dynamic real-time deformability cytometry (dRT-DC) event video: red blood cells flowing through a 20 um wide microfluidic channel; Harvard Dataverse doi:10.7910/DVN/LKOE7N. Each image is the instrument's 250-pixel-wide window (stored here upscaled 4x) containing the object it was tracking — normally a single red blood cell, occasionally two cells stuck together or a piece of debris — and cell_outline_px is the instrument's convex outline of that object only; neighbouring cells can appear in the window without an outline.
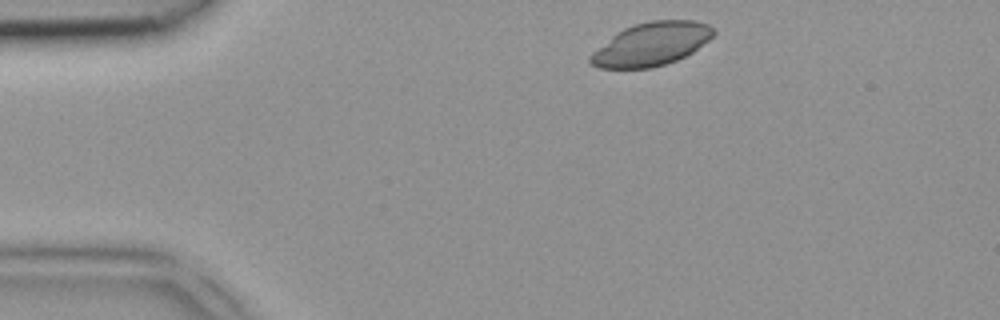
{"species": "common noctule bat (a hibernating species)", "species_latin": "Nyctalus noctula", "temperature_condition": "room temperature", "stored_images_in_passage": 2, "camera_frame_rate_fps": 3000, "um_per_image_px": 0.085, "animal": {"sex": "female", "body_mass_g": 18.4}, "frame": {"image": 1, "passage_image": 1, "time_ms": 0.0, "image_size_px": [1000, 320], "cell_outline_px": [[716, 32], [708, 40], [692, 52], [676, 60], [652, 68], [600, 68], [588, 64], [588, 56], [592, 52], [616, 32], [624, 28], [636, 24], [652, 20], [696, 20], [708, 24]], "centroid_in_image_um": [55.32, 3.75], "position_along_channel_um": 29.7, "area_um2": 30.98}}